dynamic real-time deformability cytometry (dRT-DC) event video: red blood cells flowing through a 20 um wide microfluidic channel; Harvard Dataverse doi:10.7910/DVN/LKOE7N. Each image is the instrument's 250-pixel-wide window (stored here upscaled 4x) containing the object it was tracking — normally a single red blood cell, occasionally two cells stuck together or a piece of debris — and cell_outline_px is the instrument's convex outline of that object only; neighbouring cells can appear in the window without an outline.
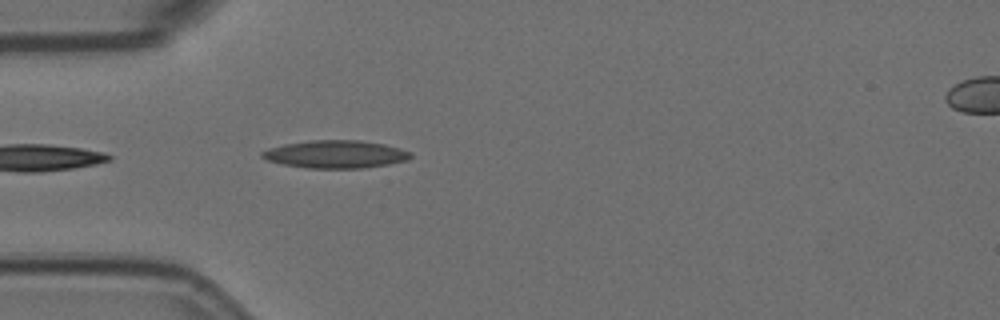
{"species": "Egyptian fruit bat (a non-hibernating species)", "species_latin": "Rousettus aegyptiacus", "temperature_condition": "room temperature", "stored_images_in_passage": 1, "camera_frame_rate_fps": 3000, "um_per_image_px": 0.085, "animal": {"sex": "female"}, "frame": {"image": 1, "passage_image": 1, "time_ms": 0.0, "image_size_px": [1000, 320], "cell_outline_px": [[412, 156], [408, 160], [388, 164], [364, 168], [308, 168], [284, 164], [268, 160], [260, 156], [260, 152], [268, 148], [284, 144], [312, 140], [360, 140], [384, 144], [400, 148], [412, 152]], "centroid_in_image_um": [28.54, 13.1], "position_along_channel_um": 56.5, "area_um2": 24.04}}